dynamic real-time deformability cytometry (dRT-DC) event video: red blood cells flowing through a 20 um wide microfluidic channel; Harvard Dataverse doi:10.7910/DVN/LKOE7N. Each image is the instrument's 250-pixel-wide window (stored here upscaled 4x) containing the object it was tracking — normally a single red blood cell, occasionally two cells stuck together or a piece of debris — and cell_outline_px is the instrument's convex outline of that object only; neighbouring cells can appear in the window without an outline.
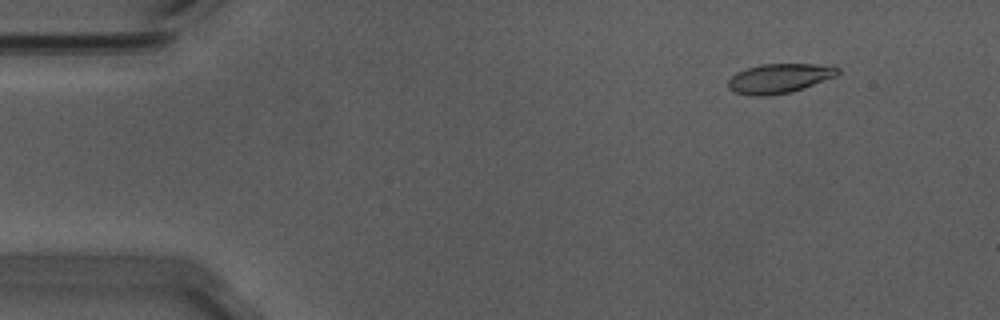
{"species": "Egyptian fruit bat (a non-hibernating species)", "species_latin": "Rousettus aegyptiacus", "temperature_condition": "warm", "stored_images_in_passage": 10, "camera_frame_rate_fps": 3000, "um_per_image_px": 0.085, "animal": {"sex": "male"}, "frame": {"image": 1, "passage_image": 6, "time_ms": 1.667, "image_size_px": [1000, 320], "cell_outline_px": [[840, 72], [836, 76], [804, 88], [788, 92], [768, 96], [752, 96], [736, 92], [728, 88], [728, 80], [736, 72], [760, 64], [816, 64], [840, 68]], "centroid_in_image_um": [66.23, 6.66], "position_along_channel_um": 18.8, "area_um2": 18.73}}